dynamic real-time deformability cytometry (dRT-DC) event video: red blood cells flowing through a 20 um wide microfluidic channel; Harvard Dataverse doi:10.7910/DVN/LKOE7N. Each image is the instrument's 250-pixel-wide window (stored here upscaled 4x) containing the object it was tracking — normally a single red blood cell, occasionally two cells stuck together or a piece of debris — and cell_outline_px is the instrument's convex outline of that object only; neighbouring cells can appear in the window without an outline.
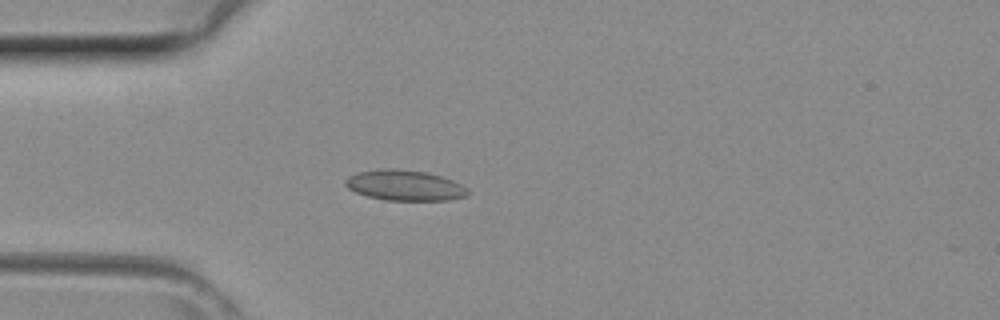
{"species": "common noctule bat (a hibernating species)", "species_latin": "Nyctalus noctula", "temperature_condition": "room temperature", "stored_images_in_passage": 41, "camera_frame_rate_fps": 3000, "um_per_image_px": 0.085, "animal": {"sex": "female", "body_mass_g": 29.2, "forearm_length_mm": 56.3}, "frame": {"image": 1, "passage_image": 11, "time_ms": 3.333, "image_size_px": [1000, 320], "cell_outline_px": [[468, 196], [448, 200], [384, 200], [368, 196], [356, 192], [348, 188], [344, 184], [344, 180], [348, 176], [356, 172], [384, 168], [392, 168], [428, 172], [452, 180], [468, 188]], "centroid_in_image_um": [34.38, 15.75], "position_along_channel_um": 50.6, "area_um2": 21.85}}
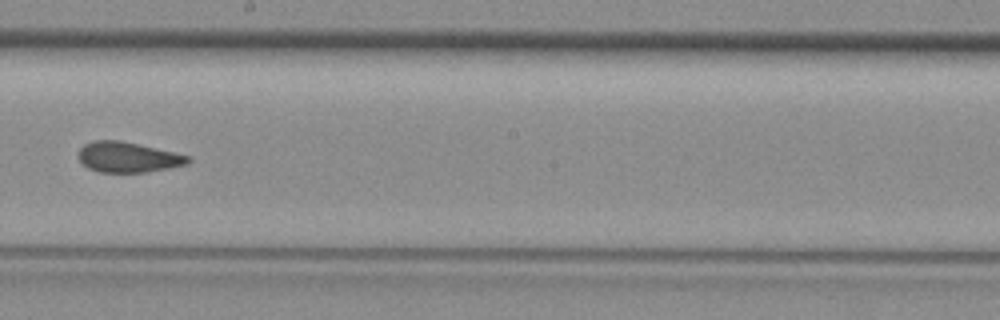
{"frame": {"image": 2, "passage_image": 23, "time_ms": 7.333, "image_size_px": [1000, 320], "cell_outline_px": [[192, 160], [188, 164], [148, 172], [100, 172], [88, 168], [76, 156], [80, 148], [84, 144], [96, 140], [120, 140], [192, 156]], "centroid_in_image_um": [10.89, 13.36], "position_along_channel_um": 237.3, "area_um2": 19.48}}
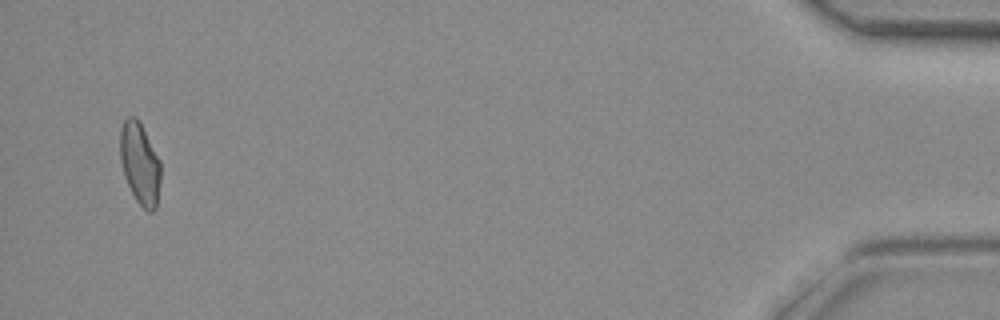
{"frame": {"image": 3, "passage_image": 40, "time_ms": 13.0, "image_size_px": [1000, 320], "cell_outline_px": [[160, 180], [156, 208], [152, 212], [148, 212], [136, 200], [124, 176], [120, 160], [120, 128], [124, 120], [128, 116], [136, 116], [160, 160]], "centroid_in_image_um": [11.88, 13.89], "position_along_channel_um": 423.3, "area_um2": 19.19}}